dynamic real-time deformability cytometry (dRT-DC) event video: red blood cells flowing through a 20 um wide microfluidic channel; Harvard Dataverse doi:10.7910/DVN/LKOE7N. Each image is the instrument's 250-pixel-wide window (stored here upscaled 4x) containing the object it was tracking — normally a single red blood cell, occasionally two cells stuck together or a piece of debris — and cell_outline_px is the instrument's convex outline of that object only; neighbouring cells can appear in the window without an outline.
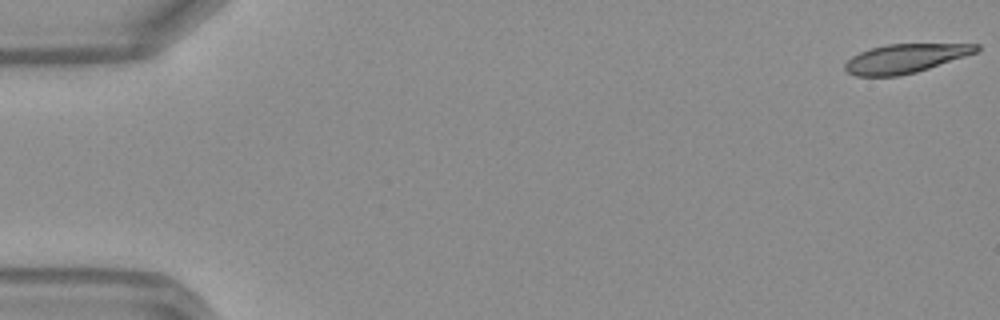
{"species": "Egyptian fruit bat (a non-hibernating species)", "species_latin": "Rousettus aegyptiacus", "temperature_condition": "warm", "stored_images_in_passage": 49, "camera_frame_rate_fps": 3000, "um_per_image_px": 0.085, "frame": {"image": 1, "passage_image": 1, "time_ms": 0.0, "image_size_px": [1000, 320], "cell_outline_px": [[980, 48], [976, 52], [916, 72], [900, 76], [856, 76], [848, 72], [844, 68], [844, 64], [852, 56], [860, 52], [872, 48], [888, 44], [980, 44]], "centroid_in_image_um": [76.91, 4.97], "position_along_channel_um": 8.1, "area_um2": 21.85}}
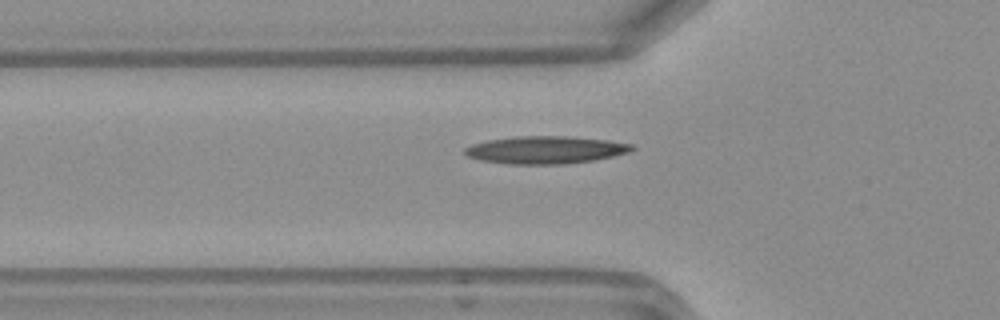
{"frame": {"image": 2, "passage_image": 17, "time_ms": 5.333, "image_size_px": [1000, 320], "cell_outline_px": [[636, 148], [628, 152], [596, 160], [564, 164], [508, 164], [480, 160], [468, 156], [464, 152], [464, 148], [472, 144], [488, 140], [516, 136], [564, 136], [608, 140], [632, 144]], "centroid_in_image_um": [46.36, 12.74], "position_along_channel_um": 79.4, "area_um2": 26.82}}
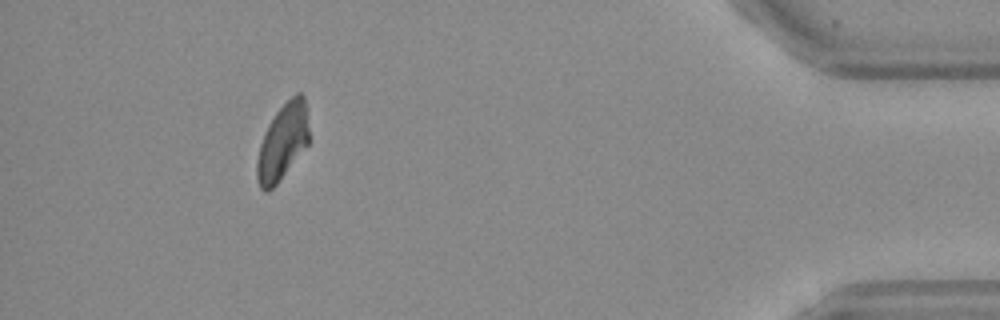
{"frame": {"image": 3, "passage_image": 45, "time_ms": 14.667, "image_size_px": [1000, 320], "cell_outline_px": [[308, 144], [276, 184], [268, 192], [264, 192], [260, 188], [256, 176], [256, 164], [260, 144], [268, 124], [276, 112], [296, 92], [300, 92], [304, 96], [308, 128]], "centroid_in_image_um": [24.0, 12.08], "position_along_channel_um": 411.2, "area_um2": 22.72}, "authors_computed_cell_mechanics": {"area_um2": 23.8714, "velocity_mm_per_s": 4.1549, "shape_relaxation_time_tau1_ms": null, "shape_relaxation_time_tau2_ms": 6.6698, "deformation_change_tau1": null, "deformation_change_tau2": 0.1736}}